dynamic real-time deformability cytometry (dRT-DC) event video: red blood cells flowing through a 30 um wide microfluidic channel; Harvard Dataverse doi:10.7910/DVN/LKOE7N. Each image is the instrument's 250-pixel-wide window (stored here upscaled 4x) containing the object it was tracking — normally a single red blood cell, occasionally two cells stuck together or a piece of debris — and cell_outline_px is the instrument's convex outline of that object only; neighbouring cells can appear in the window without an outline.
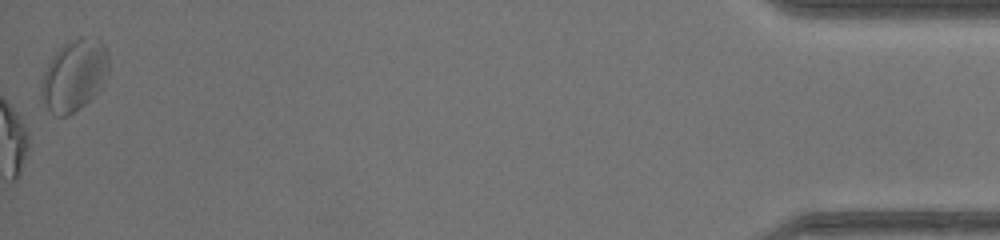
{"species": "common noctule bat (a hibernating species)", "species_latin": "Nyctalus noctula", "temperature_condition": "warm", "stored_images_in_passage": 48, "camera_frame_rate_fps": 3000, "um_per_image_px": 0.085, "animal": {"sex": "female", "body_mass_g": 17.0, "forearm_length_mm": 48.0}, "frame": {"image": 1, "passage_image": 48, "time_ms": 15.667, "image_size_px": [1000, 240], "cell_outline_px": [[108, 68], [96, 92], [80, 108], [68, 116], [56, 116], [44, 104], [40, 96], [40, 88], [44, 72], [52, 56], [64, 44], [80, 36], [100, 40], [104, 44], [108, 52]], "centroid_in_image_um": [6.27, 6.4], "position_along_channel_um": 428.9, "area_um2": 27.63}, "authors_computed_cell_mechanics": {"area_um2": 19.363, "velocity_mm_per_s": 4.3182, "shape_relaxation_time_tau1_ms": 9.0827, "shape_relaxation_time_tau2_ms": 1.9141, "deformation_change_tau1": 0.2764, "deformation_change_tau2": 0.0509}}